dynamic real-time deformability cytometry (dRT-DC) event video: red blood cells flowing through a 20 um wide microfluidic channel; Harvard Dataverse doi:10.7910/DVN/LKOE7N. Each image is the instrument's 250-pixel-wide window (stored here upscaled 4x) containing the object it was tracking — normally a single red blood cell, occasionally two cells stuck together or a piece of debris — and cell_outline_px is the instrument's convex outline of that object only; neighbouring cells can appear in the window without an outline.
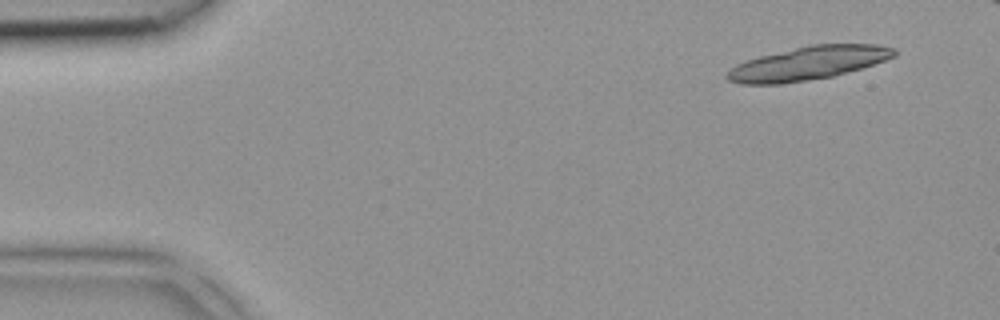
{"species": "common noctule bat (a hibernating species)", "species_latin": "Nyctalus noctula", "temperature_condition": "room temperature", "stored_images_in_passage": 3, "camera_frame_rate_fps": 3000, "um_per_image_px": 0.085, "animal": {"sex": "female", "body_mass_g": 18.4}, "frame": {"image": 1, "passage_image": 1, "time_ms": 0.0, "image_size_px": [1000, 320], "cell_outline_px": [[896, 56], [860, 68], [832, 76], [780, 84], [740, 84], [728, 80], [724, 76], [736, 64], [744, 60], [760, 56], [812, 44], [876, 44], [896, 48]], "centroid_in_image_um": [68.67, 5.37], "position_along_channel_um": 16.3, "area_um2": 32.25}}